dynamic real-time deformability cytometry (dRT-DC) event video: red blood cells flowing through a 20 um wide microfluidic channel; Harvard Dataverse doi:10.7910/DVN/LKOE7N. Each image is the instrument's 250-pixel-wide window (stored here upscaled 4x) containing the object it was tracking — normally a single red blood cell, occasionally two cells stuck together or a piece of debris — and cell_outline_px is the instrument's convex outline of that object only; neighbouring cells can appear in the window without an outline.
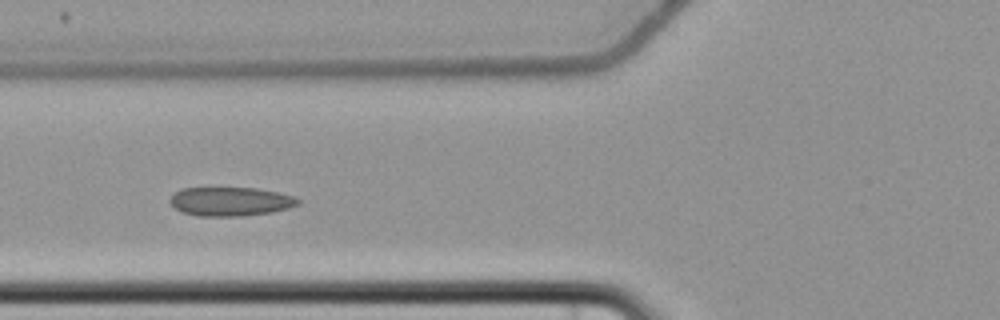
{"species": "common noctule bat (a hibernating species)", "species_latin": "Nyctalus noctula", "temperature_condition": "cold", "stored_images_in_passage": 9, "camera_frame_rate_fps": 3000, "um_per_image_px": 0.085, "animal": {"sex": "female", "body_mass_g": 22.7, "forearm_length_mm": 54.2}, "frame": {"image": 1, "passage_image": 6, "time_ms": 9.333, "image_size_px": [1000, 320], "cell_outline_px": [[300, 204], [288, 208], [272, 212], [240, 216], [196, 216], [184, 212], [176, 208], [168, 200], [176, 192], [184, 188], [256, 188], [276, 192], [292, 196], [300, 200]], "centroid_in_image_um": [19.6, 17.13], "position_along_channel_um": 106.2, "area_um2": 21.33}}
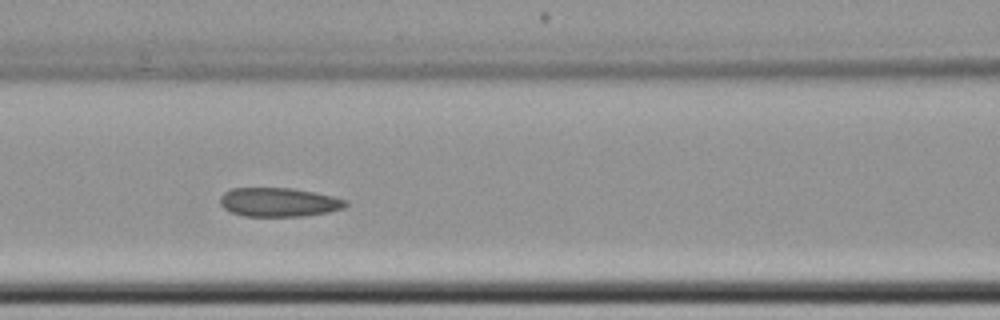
{"frame": {"image": 2, "passage_image": 7, "time_ms": 10.333, "image_size_px": [1000, 320], "cell_outline_px": [[348, 204], [344, 208], [328, 212], [304, 216], [244, 216], [232, 212], [224, 208], [220, 204], [220, 196], [224, 192], [232, 188], [292, 188], [316, 192], [348, 200]], "centroid_in_image_um": [23.72, 17.18], "position_along_channel_um": 142.9, "area_um2": 21.27}}
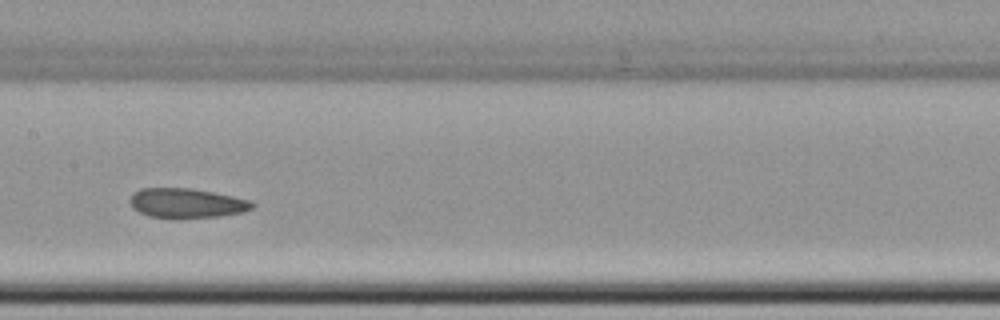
{"frame": {"image": 3, "passage_image": 8, "time_ms": 11.667, "image_size_px": [1000, 320], "cell_outline_px": [[256, 204], [252, 208], [244, 212], [216, 216], [148, 216], [132, 208], [128, 200], [132, 192], [140, 188], [192, 188], [232, 196], [248, 200]], "centroid_in_image_um": [15.81, 17.23], "position_along_channel_um": 191.6, "area_um2": 20.58}}